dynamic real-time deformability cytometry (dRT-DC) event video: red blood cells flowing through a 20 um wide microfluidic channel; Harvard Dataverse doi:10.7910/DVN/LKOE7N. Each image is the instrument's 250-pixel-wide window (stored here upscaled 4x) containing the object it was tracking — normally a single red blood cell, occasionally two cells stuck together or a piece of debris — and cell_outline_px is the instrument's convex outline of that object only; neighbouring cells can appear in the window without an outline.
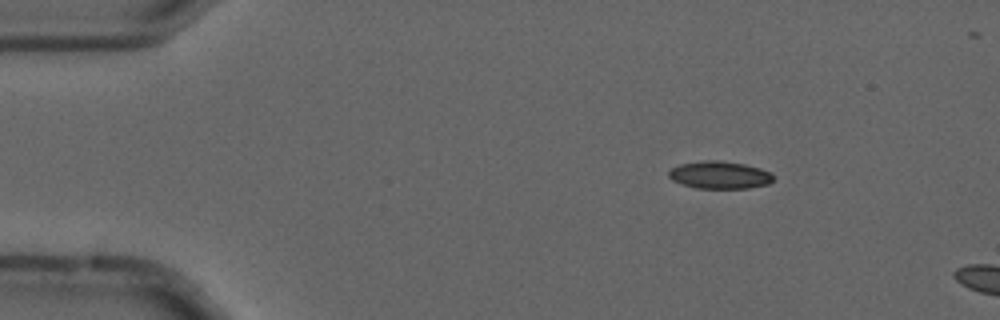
{"species": "common noctule bat (a hibernating species)", "species_latin": "Nyctalus noctula", "temperature_condition": "cold", "stored_images_in_passage": 51, "camera_frame_rate_fps": 3000, "um_per_image_px": 0.085, "animal": {"sex": "male", "forearm_length_mm": 52.5}, "frame": {"image": 1, "passage_image": 7, "time_ms": 2.0, "image_size_px": [1000, 320], "cell_outline_px": [[776, 176], [768, 184], [748, 188], [696, 188], [672, 180], [668, 176], [668, 172], [672, 168], [680, 164], [704, 160], [720, 160], [744, 164], [760, 168], [772, 172]], "centroid_in_image_um": [61.2, 14.86], "position_along_channel_um": 23.8, "area_um2": 16.82}}
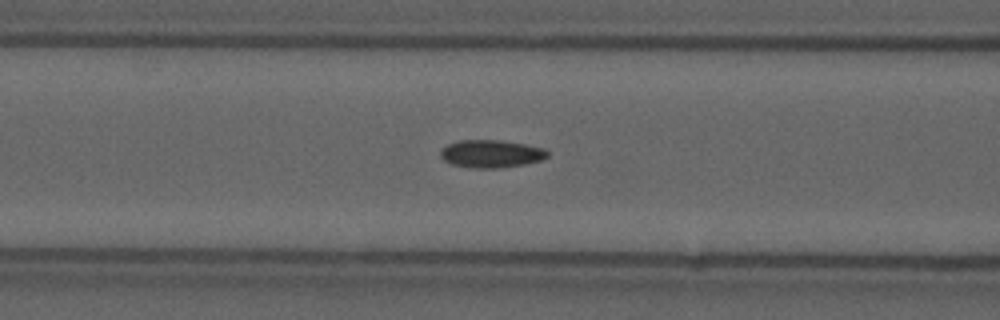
{"frame": {"image": 2, "passage_image": 21, "time_ms": 6.667, "image_size_px": [1000, 320], "cell_outline_px": [[548, 156], [540, 160], [524, 164], [500, 168], [472, 168], [452, 164], [444, 160], [440, 156], [440, 152], [448, 144], [460, 140], [500, 140], [524, 144], [544, 148], [548, 152]], "centroid_in_image_um": [41.74, 13.07], "position_along_channel_um": 124.9, "area_um2": 17.17}}
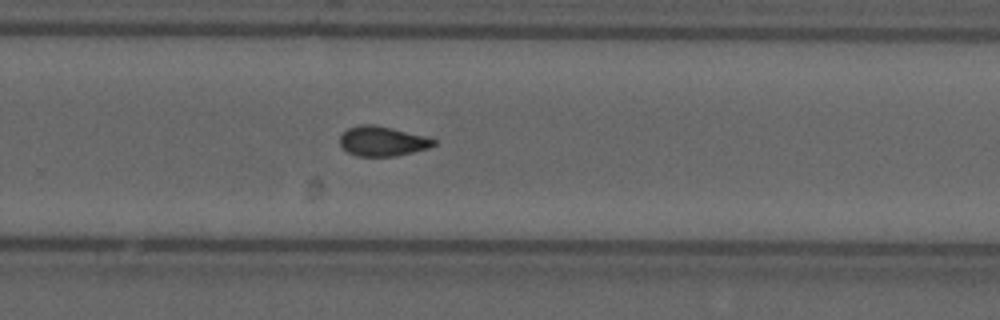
{"frame": {"image": 3, "passage_image": 35, "time_ms": 11.333, "image_size_px": [1000, 320], "cell_outline_px": [[436, 144], [428, 148], [396, 156], [356, 156], [348, 152], [340, 144], [340, 136], [348, 128], [360, 124], [372, 124], [392, 128], [424, 136], [436, 140]], "centroid_in_image_um": [32.49, 12.0], "position_along_channel_um": 297.3, "area_um2": 16.13}, "authors_computed_cell_mechanics": {"area_um2": 16.5308, "velocity_mm_per_s": 3.6989, "shape_relaxation_time_tau1_ms": null, "shape_relaxation_time_tau2_ms": 2.4727, "deformation_change_tau1": null, "deformation_change_tau2": 0.0853}}